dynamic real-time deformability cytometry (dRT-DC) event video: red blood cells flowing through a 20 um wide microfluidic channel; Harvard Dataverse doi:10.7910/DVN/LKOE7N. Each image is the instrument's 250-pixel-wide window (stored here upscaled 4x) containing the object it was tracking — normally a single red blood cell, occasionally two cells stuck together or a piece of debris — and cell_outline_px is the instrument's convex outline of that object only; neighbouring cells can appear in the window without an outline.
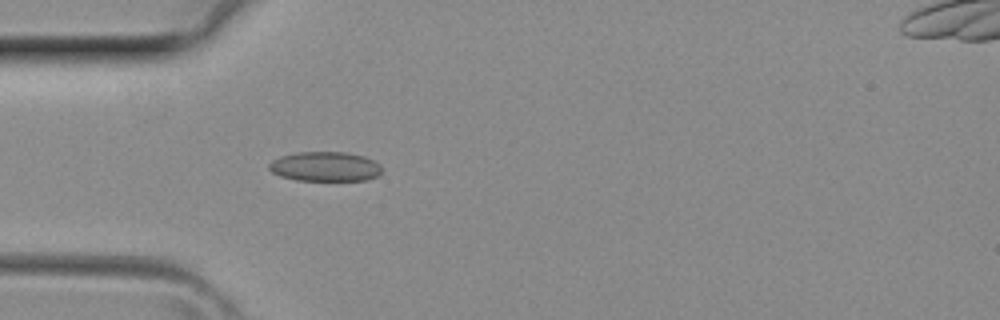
{"species": "common noctule bat (a hibernating species)", "species_latin": "Nyctalus noctula", "temperature_condition": "room temperature", "stored_images_in_passage": 26, "camera_frame_rate_fps": 3000, "um_per_image_px": 0.085, "animal": {"sex": "female", "body_mass_g": 29.2, "forearm_length_mm": 56.3}, "frame": {"image": 1, "passage_image": 1, "time_ms": 0.0, "image_size_px": [1000, 320], "cell_outline_px": [[384, 168], [376, 176], [368, 180], [296, 180], [280, 176], [272, 172], [268, 168], [268, 164], [272, 160], [280, 156], [296, 152], [344, 152], [364, 156], [380, 164]], "centroid_in_image_um": [27.62, 14.15], "position_along_channel_um": 57.4, "area_um2": 19.54}}
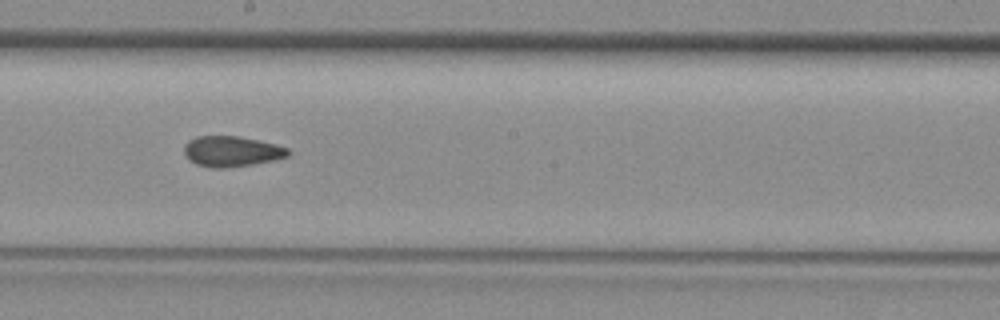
{"frame": {"image": 2, "passage_image": 11, "time_ms": 3.333, "image_size_px": [1000, 320], "cell_outline_px": [[292, 152], [288, 156], [272, 160], [252, 164], [224, 168], [216, 168], [196, 164], [184, 152], [184, 144], [188, 140], [196, 136], [240, 136], [260, 140], [276, 144], [288, 148]], "centroid_in_image_um": [19.71, 12.84], "position_along_channel_um": 228.5, "area_um2": 18.44}}
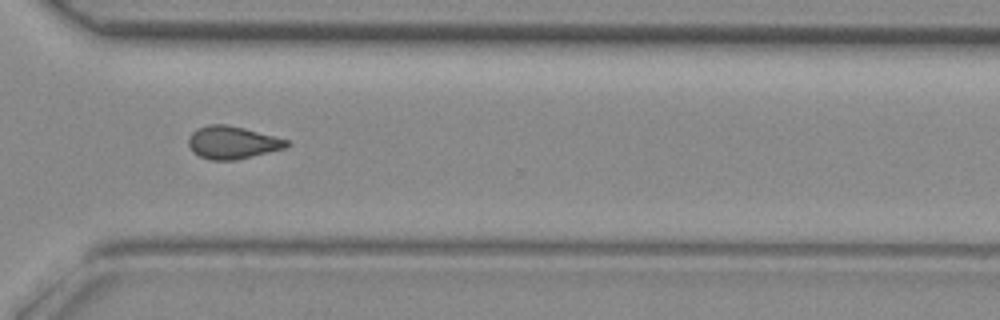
{"frame": {"image": 3, "passage_image": 18, "time_ms": 5.667, "image_size_px": [1000, 320], "cell_outline_px": [[288, 144], [284, 148], [236, 160], [208, 160], [192, 152], [188, 144], [188, 136], [196, 128], [208, 124], [228, 124], [244, 128], [288, 140]], "centroid_in_image_um": [19.68, 12.11], "position_along_channel_um": 350.9, "area_um2": 18.67}}